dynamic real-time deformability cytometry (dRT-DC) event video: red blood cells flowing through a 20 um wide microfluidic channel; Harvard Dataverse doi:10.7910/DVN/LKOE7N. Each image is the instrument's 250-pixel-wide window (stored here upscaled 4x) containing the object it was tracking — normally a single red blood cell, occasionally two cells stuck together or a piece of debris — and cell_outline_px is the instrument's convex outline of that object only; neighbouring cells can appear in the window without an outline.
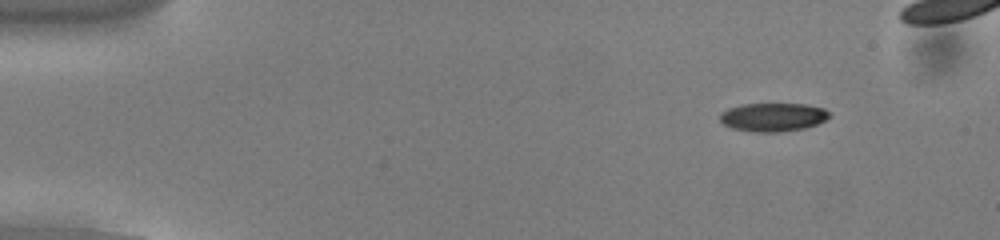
{"species": "common noctule bat (a hibernating species)", "species_latin": "Nyctalus noctula", "temperature_condition": "cold", "stored_images_in_passage": 49, "camera_frame_rate_fps": 3000, "um_per_image_px": 0.085, "animal": {"sex": "male", "body_mass_g": 13.0, "forearm_length_mm": 53.1}, "frame": {"image": 1, "passage_image": 7, "time_ms": 2.0, "image_size_px": [1000, 240], "cell_outline_px": [[832, 116], [816, 124], [804, 128], [780, 132], [752, 132], [732, 128], [724, 124], [720, 120], [720, 112], [728, 108], [740, 104], [808, 104], [824, 108]], "centroid_in_image_um": [65.69, 9.95], "position_along_channel_um": 19.3, "area_um2": 18.26}}
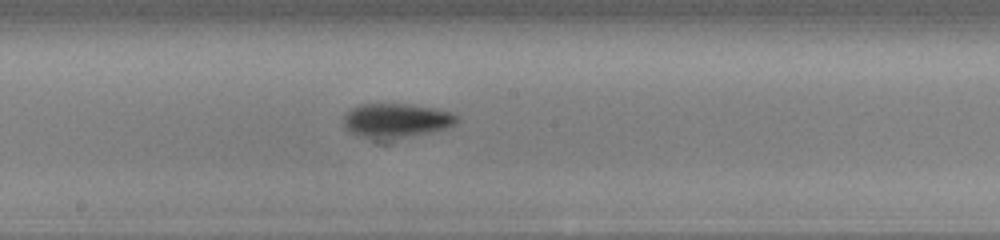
{"frame": {"image": 2, "passage_image": 30, "time_ms": 9.667, "image_size_px": [1000, 240], "cell_outline_px": [[460, 120], [456, 124], [444, 128], [428, 132], [384, 140], [376, 140], [360, 136], [344, 128], [344, 116], [352, 108], [360, 104], [408, 104], [436, 108], [448, 112], [456, 116]], "centroid_in_image_um": [33.64, 10.24], "position_along_channel_um": 214.6, "area_um2": 22.37}}
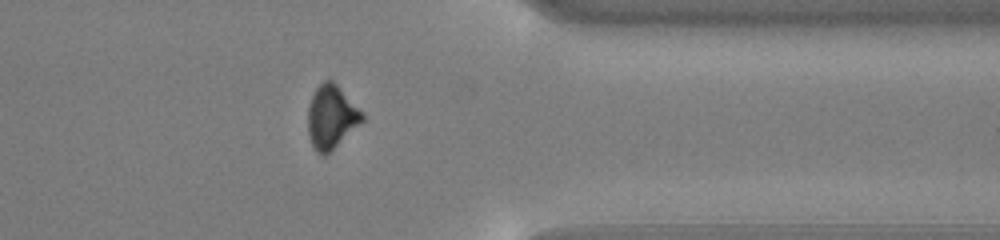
{"frame": {"image": 3, "passage_image": 44, "time_ms": 14.333, "image_size_px": [1000, 240], "cell_outline_px": [[364, 120], [324, 156], [316, 152], [308, 136], [308, 108], [312, 96], [316, 88], [324, 80], [332, 80], [364, 112]], "centroid_in_image_um": [28.16, 9.93], "position_along_channel_um": 383.2, "area_um2": 19.83}}